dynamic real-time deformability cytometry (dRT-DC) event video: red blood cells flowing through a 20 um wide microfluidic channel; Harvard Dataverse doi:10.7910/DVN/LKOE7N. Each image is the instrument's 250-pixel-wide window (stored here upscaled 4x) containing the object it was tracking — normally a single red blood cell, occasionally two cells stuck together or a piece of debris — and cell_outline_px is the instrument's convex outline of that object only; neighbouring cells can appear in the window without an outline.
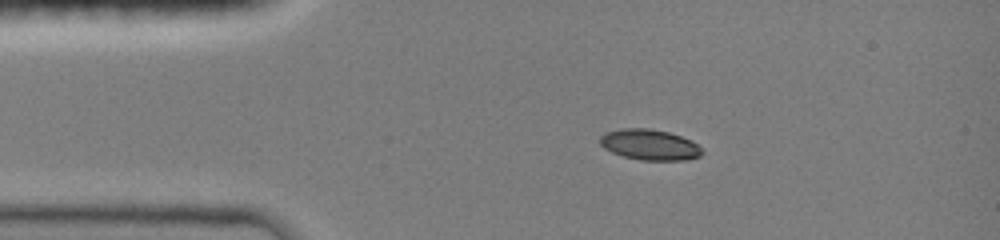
{"species": "common noctule bat (a hibernating species)", "species_latin": "Nyctalus noctula", "temperature_condition": "room temperature", "stored_images_in_passage": 40, "camera_frame_rate_fps": 3000, "um_per_image_px": 0.085, "animal": {"sex": "female", "body_mass_g": 19.0, "forearm_length_mm": 51.5}, "frame": {"image": 1, "passage_image": 1, "time_ms": 0.0, "image_size_px": [1000, 240], "cell_outline_px": [[704, 152], [700, 156], [684, 160], [640, 160], [624, 156], [612, 152], [604, 148], [600, 144], [600, 136], [604, 132], [620, 128], [648, 128], [668, 132], [692, 140]], "centroid_in_image_um": [55.2, 12.29], "position_along_channel_um": 29.8, "area_um2": 18.26}}
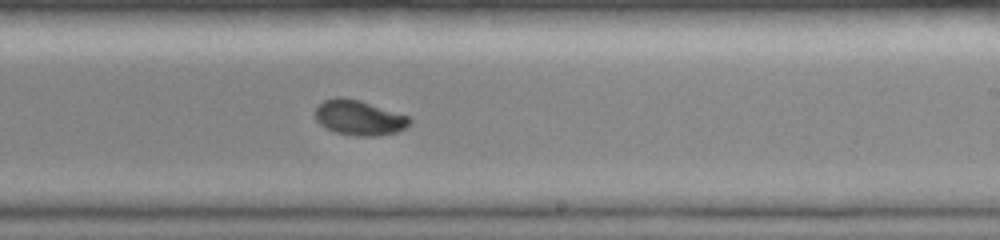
{"frame": {"image": 2, "passage_image": 21, "time_ms": 6.667, "image_size_px": [1000, 240], "cell_outline_px": [[412, 124], [408, 128], [396, 132], [376, 136], [356, 136], [336, 132], [324, 128], [316, 120], [316, 108], [324, 100], [336, 96], [344, 96], [360, 100], [408, 116], [412, 120]], "centroid_in_image_um": [30.54, 10.0], "position_along_channel_um": 258.5, "area_um2": 19.48}}
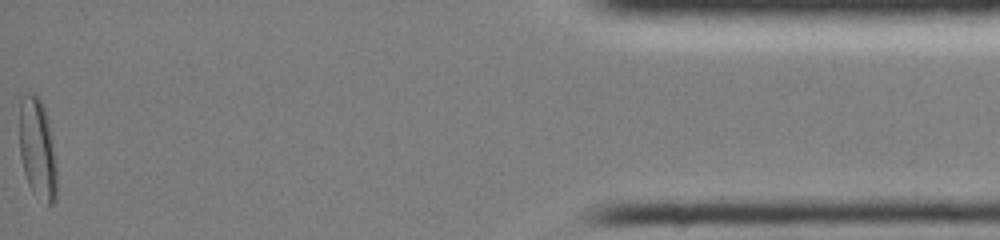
{"frame": {"image": 3, "passage_image": 40, "time_ms": 13.0, "image_size_px": [1000, 240], "cell_outline_px": [[56, 200], [48, 208], [32, 192], [28, 184], [24, 172], [20, 156], [20, 100], [28, 92], [36, 92], [40, 96], [48, 120], [52, 136], [56, 168]], "centroid_in_image_um": [3.19, 12.67], "position_along_channel_um": 432.0, "area_um2": 22.31}, "authors_computed_cell_mechanics": {"area_um2": 19.363, "velocity_mm_per_s": 4.0365, "shape_relaxation_time_tau1_ms": 5.0076, "shape_relaxation_time_tau2_ms": 2.8858, "deformation_change_tau1": 0.1828, "deformation_change_tau2": 0.0442}}